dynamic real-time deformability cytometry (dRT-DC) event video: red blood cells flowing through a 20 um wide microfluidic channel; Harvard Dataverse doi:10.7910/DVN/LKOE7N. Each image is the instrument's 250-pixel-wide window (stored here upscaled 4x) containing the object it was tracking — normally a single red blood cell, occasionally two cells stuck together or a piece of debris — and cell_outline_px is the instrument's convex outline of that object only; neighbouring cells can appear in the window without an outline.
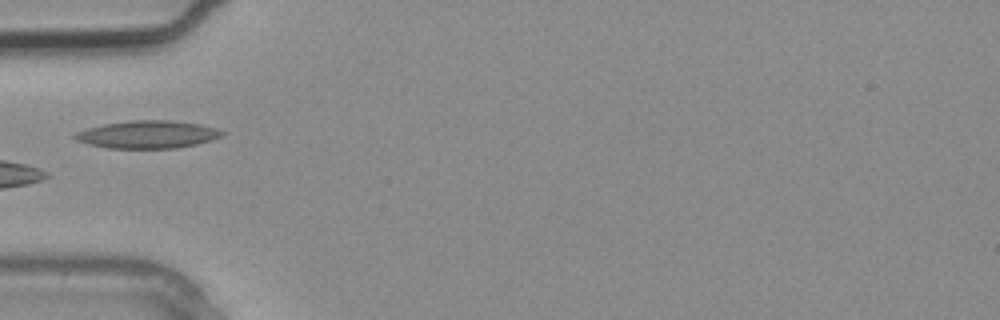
{"species": "common noctule bat (a hibernating species)", "species_latin": "Nyctalus noctula", "temperature_condition": "warm", "stored_images_in_passage": 3, "camera_frame_rate_fps": 3000, "um_per_image_px": 0.085, "animal": {"sex": "male", "body_mass_g": 20.4}, "frame": {"image": 1, "passage_image": 3, "time_ms": 0.667, "image_size_px": [1000, 320], "cell_outline_px": [[224, 132], [220, 136], [212, 140], [196, 144], [176, 148], [108, 148], [88, 144], [76, 140], [72, 136], [76, 132], [88, 128], [104, 124], [128, 120], [168, 120], [200, 124], [216, 128]], "centroid_in_image_um": [12.52, 11.43], "position_along_channel_um": 72.5, "area_um2": 23.64}}